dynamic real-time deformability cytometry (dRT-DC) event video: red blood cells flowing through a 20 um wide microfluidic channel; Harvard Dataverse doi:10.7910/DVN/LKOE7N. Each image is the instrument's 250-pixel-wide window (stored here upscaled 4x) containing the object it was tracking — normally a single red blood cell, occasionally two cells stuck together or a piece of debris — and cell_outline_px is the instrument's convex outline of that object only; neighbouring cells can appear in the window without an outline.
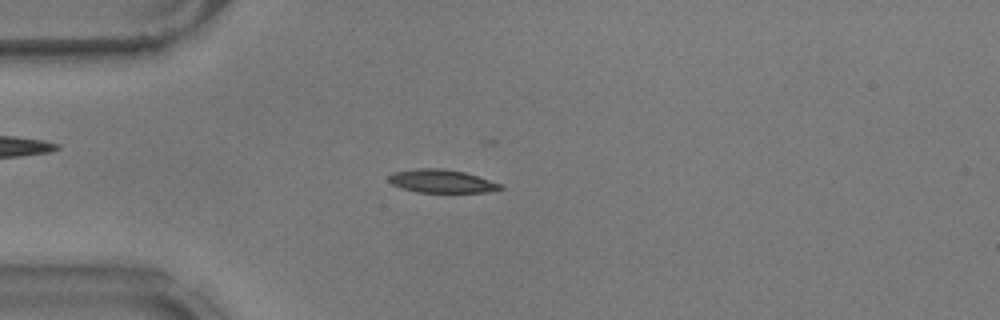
{"species": "common noctule bat (a hibernating species)", "species_latin": "Nyctalus noctula", "temperature_condition": "warm", "stored_images_in_passage": 45, "camera_frame_rate_fps": 3000, "um_per_image_px": 0.085, "animal": {"sex": "male", "body_mass_g": 17.9}, "frame": {"image": 1, "passage_image": 14, "time_ms": 4.333, "image_size_px": [1000, 320], "cell_outline_px": [[504, 188], [484, 192], [416, 192], [400, 188], [392, 184], [388, 180], [388, 176], [392, 172], [416, 168], [444, 168], [464, 172], [504, 184]], "centroid_in_image_um": [37.52, 15.39], "position_along_channel_um": 47.5, "area_um2": 15.26}}
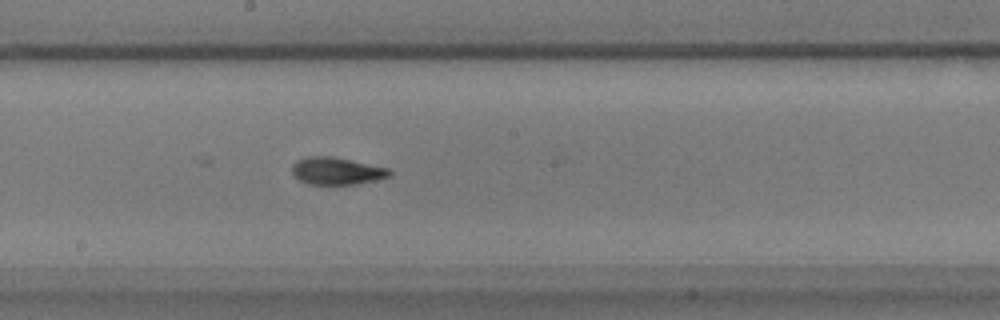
{"frame": {"image": 2, "passage_image": 29, "time_ms": 9.333, "image_size_px": [1000, 320], "cell_outline_px": [[392, 176], [376, 180], [356, 184], [308, 184], [300, 180], [292, 172], [292, 164], [296, 160], [308, 156], [332, 156], [392, 168]], "centroid_in_image_um": [28.67, 14.52], "position_along_channel_um": 219.5, "area_um2": 15.72}}
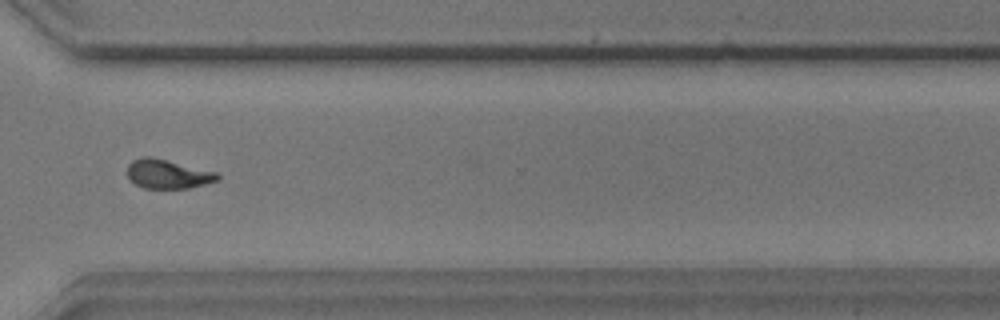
{"frame": {"image": 3, "passage_image": 40, "time_ms": 13.0, "image_size_px": [1000, 320], "cell_outline_px": [[220, 180], [188, 188], [144, 188], [136, 184], [128, 176], [128, 164], [132, 160], [144, 156], [152, 156], [216, 172], [220, 176]], "centroid_in_image_um": [14.26, 14.78], "position_along_channel_um": 356.3, "area_um2": 15.2}, "authors_computed_cell_mechanics": {"area_um2": 15.3748, "velocity_mm_per_s": 3.7271, "shape_relaxation_time_tau1_ms": 4.1107, "shape_relaxation_time_tau2_ms": 1.923, "deformation_change_tau1": 0.1588, "deformation_change_tau2": 0.0828}}